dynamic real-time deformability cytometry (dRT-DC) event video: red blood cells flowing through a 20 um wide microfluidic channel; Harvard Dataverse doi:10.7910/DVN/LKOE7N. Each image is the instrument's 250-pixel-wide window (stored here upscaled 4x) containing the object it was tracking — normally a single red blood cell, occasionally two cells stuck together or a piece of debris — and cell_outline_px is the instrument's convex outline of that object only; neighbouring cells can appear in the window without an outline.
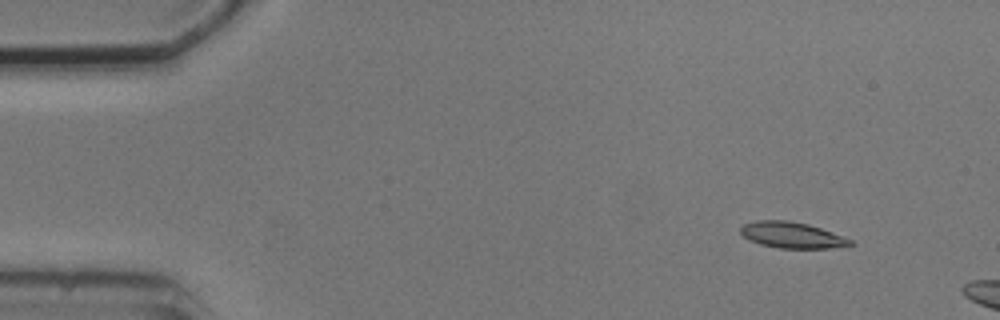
{"species": "common noctule bat (a hibernating species)", "species_latin": "Nyctalus noctula", "temperature_condition": "cold", "stored_images_in_passage": 5, "camera_frame_rate_fps": 3000, "um_per_image_px": 0.085, "animal": {"sex": "male", "body_mass_g": 20.5, "forearm_length_mm": 52.5}, "frame": {"image": 1, "passage_image": 2, "time_ms": 1.333, "image_size_px": [1000, 320], "cell_outline_px": [[856, 244], [828, 248], [780, 248], [760, 244], [748, 240], [740, 232], [740, 228], [744, 224], [756, 220], [788, 220], [808, 224], [832, 232], [852, 240]], "centroid_in_image_um": [67.29, 19.98], "position_along_channel_um": 17.7, "area_um2": 16.59}}
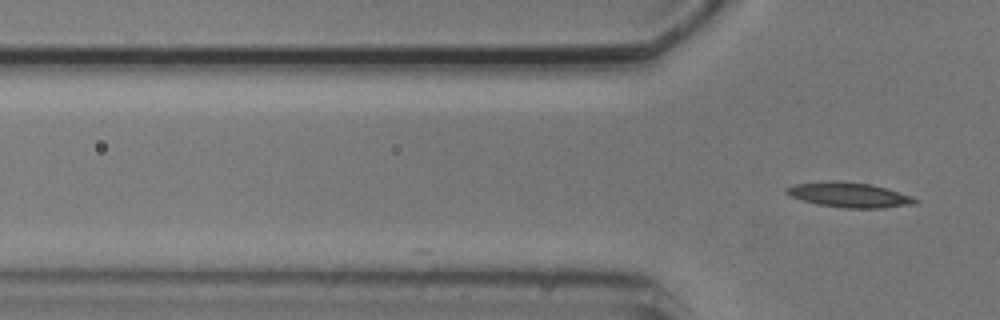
{"frame": {"image": 2, "passage_image": 5, "time_ms": 4.667, "image_size_px": [1000, 320], "cell_outline_px": [[920, 200], [916, 204], [884, 208], [844, 208], [816, 204], [792, 196], [784, 192], [784, 188], [796, 184], [836, 180], [872, 184], [912, 196]], "centroid_in_image_um": [72.22, 16.57], "position_along_channel_um": 53.6, "area_um2": 18.73}}